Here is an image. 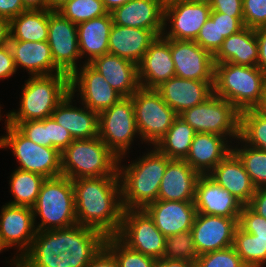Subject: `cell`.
Returning <instances> with one entry per match:
<instances>
[{
    "label": "cell",
    "instance_id": "obj_16",
    "mask_svg": "<svg viewBox=\"0 0 266 267\" xmlns=\"http://www.w3.org/2000/svg\"><path fill=\"white\" fill-rule=\"evenodd\" d=\"M76 91H79L77 95L80 94L82 105L98 114L123 98L101 74L84 62L70 76V92L75 94Z\"/></svg>",
    "mask_w": 266,
    "mask_h": 267
},
{
    "label": "cell",
    "instance_id": "obj_43",
    "mask_svg": "<svg viewBox=\"0 0 266 267\" xmlns=\"http://www.w3.org/2000/svg\"><path fill=\"white\" fill-rule=\"evenodd\" d=\"M194 41L212 55L218 51L224 41L219 39L218 12L211 10L209 19L201 27Z\"/></svg>",
    "mask_w": 266,
    "mask_h": 267
},
{
    "label": "cell",
    "instance_id": "obj_47",
    "mask_svg": "<svg viewBox=\"0 0 266 267\" xmlns=\"http://www.w3.org/2000/svg\"><path fill=\"white\" fill-rule=\"evenodd\" d=\"M16 128L29 140L40 146L48 147V134L45 119L23 121Z\"/></svg>",
    "mask_w": 266,
    "mask_h": 267
},
{
    "label": "cell",
    "instance_id": "obj_9",
    "mask_svg": "<svg viewBox=\"0 0 266 267\" xmlns=\"http://www.w3.org/2000/svg\"><path fill=\"white\" fill-rule=\"evenodd\" d=\"M6 134L0 136V149H10L20 166L17 169L54 178L62 175L61 152L54 147L35 144L15 126L6 123Z\"/></svg>",
    "mask_w": 266,
    "mask_h": 267
},
{
    "label": "cell",
    "instance_id": "obj_44",
    "mask_svg": "<svg viewBox=\"0 0 266 267\" xmlns=\"http://www.w3.org/2000/svg\"><path fill=\"white\" fill-rule=\"evenodd\" d=\"M238 227L244 232L256 235L258 239L266 240V219L244 205L238 219Z\"/></svg>",
    "mask_w": 266,
    "mask_h": 267
},
{
    "label": "cell",
    "instance_id": "obj_62",
    "mask_svg": "<svg viewBox=\"0 0 266 267\" xmlns=\"http://www.w3.org/2000/svg\"><path fill=\"white\" fill-rule=\"evenodd\" d=\"M47 10L57 11L62 5L69 0H46Z\"/></svg>",
    "mask_w": 266,
    "mask_h": 267
},
{
    "label": "cell",
    "instance_id": "obj_29",
    "mask_svg": "<svg viewBox=\"0 0 266 267\" xmlns=\"http://www.w3.org/2000/svg\"><path fill=\"white\" fill-rule=\"evenodd\" d=\"M75 95L69 94L57 105L51 117L60 126L65 128L75 139H90L98 137V113L85 105L76 107L72 105Z\"/></svg>",
    "mask_w": 266,
    "mask_h": 267
},
{
    "label": "cell",
    "instance_id": "obj_61",
    "mask_svg": "<svg viewBox=\"0 0 266 267\" xmlns=\"http://www.w3.org/2000/svg\"><path fill=\"white\" fill-rule=\"evenodd\" d=\"M131 0H102L105 9L112 12L115 8L124 5Z\"/></svg>",
    "mask_w": 266,
    "mask_h": 267
},
{
    "label": "cell",
    "instance_id": "obj_4",
    "mask_svg": "<svg viewBox=\"0 0 266 267\" xmlns=\"http://www.w3.org/2000/svg\"><path fill=\"white\" fill-rule=\"evenodd\" d=\"M266 75L257 66L214 64L213 93L232 103L240 112L260 101Z\"/></svg>",
    "mask_w": 266,
    "mask_h": 267
},
{
    "label": "cell",
    "instance_id": "obj_22",
    "mask_svg": "<svg viewBox=\"0 0 266 267\" xmlns=\"http://www.w3.org/2000/svg\"><path fill=\"white\" fill-rule=\"evenodd\" d=\"M144 210L165 237L191 230L197 214L194 201L157 200Z\"/></svg>",
    "mask_w": 266,
    "mask_h": 267
},
{
    "label": "cell",
    "instance_id": "obj_41",
    "mask_svg": "<svg viewBox=\"0 0 266 267\" xmlns=\"http://www.w3.org/2000/svg\"><path fill=\"white\" fill-rule=\"evenodd\" d=\"M198 257L191 230L166 237L163 258L196 263Z\"/></svg>",
    "mask_w": 266,
    "mask_h": 267
},
{
    "label": "cell",
    "instance_id": "obj_10",
    "mask_svg": "<svg viewBox=\"0 0 266 267\" xmlns=\"http://www.w3.org/2000/svg\"><path fill=\"white\" fill-rule=\"evenodd\" d=\"M140 139L156 145L178 117L156 89L139 88L132 96Z\"/></svg>",
    "mask_w": 266,
    "mask_h": 267
},
{
    "label": "cell",
    "instance_id": "obj_49",
    "mask_svg": "<svg viewBox=\"0 0 266 267\" xmlns=\"http://www.w3.org/2000/svg\"><path fill=\"white\" fill-rule=\"evenodd\" d=\"M21 267H63V258L53 256H22L17 261Z\"/></svg>",
    "mask_w": 266,
    "mask_h": 267
},
{
    "label": "cell",
    "instance_id": "obj_66",
    "mask_svg": "<svg viewBox=\"0 0 266 267\" xmlns=\"http://www.w3.org/2000/svg\"><path fill=\"white\" fill-rule=\"evenodd\" d=\"M4 249H3V247L1 246V244H0V253H1V251H3Z\"/></svg>",
    "mask_w": 266,
    "mask_h": 267
},
{
    "label": "cell",
    "instance_id": "obj_5",
    "mask_svg": "<svg viewBox=\"0 0 266 267\" xmlns=\"http://www.w3.org/2000/svg\"><path fill=\"white\" fill-rule=\"evenodd\" d=\"M119 158L100 137L75 139L61 152L62 175L79 178L119 176Z\"/></svg>",
    "mask_w": 266,
    "mask_h": 267
},
{
    "label": "cell",
    "instance_id": "obj_46",
    "mask_svg": "<svg viewBox=\"0 0 266 267\" xmlns=\"http://www.w3.org/2000/svg\"><path fill=\"white\" fill-rule=\"evenodd\" d=\"M45 128L48 134V147L57 148L62 152L74 140L71 134L52 117L45 118Z\"/></svg>",
    "mask_w": 266,
    "mask_h": 267
},
{
    "label": "cell",
    "instance_id": "obj_31",
    "mask_svg": "<svg viewBox=\"0 0 266 267\" xmlns=\"http://www.w3.org/2000/svg\"><path fill=\"white\" fill-rule=\"evenodd\" d=\"M258 42L255 29L244 27L238 33L225 38L213 55L214 64L233 63L243 66H257Z\"/></svg>",
    "mask_w": 266,
    "mask_h": 267
},
{
    "label": "cell",
    "instance_id": "obj_39",
    "mask_svg": "<svg viewBox=\"0 0 266 267\" xmlns=\"http://www.w3.org/2000/svg\"><path fill=\"white\" fill-rule=\"evenodd\" d=\"M104 247L116 258L119 267H152L155 258L125 245L116 235L107 236Z\"/></svg>",
    "mask_w": 266,
    "mask_h": 267
},
{
    "label": "cell",
    "instance_id": "obj_64",
    "mask_svg": "<svg viewBox=\"0 0 266 267\" xmlns=\"http://www.w3.org/2000/svg\"><path fill=\"white\" fill-rule=\"evenodd\" d=\"M172 1H175V0H163V3H164V4H167V3H170V2H172Z\"/></svg>",
    "mask_w": 266,
    "mask_h": 267
},
{
    "label": "cell",
    "instance_id": "obj_24",
    "mask_svg": "<svg viewBox=\"0 0 266 267\" xmlns=\"http://www.w3.org/2000/svg\"><path fill=\"white\" fill-rule=\"evenodd\" d=\"M122 97H131L141 86L135 63L110 53L88 63Z\"/></svg>",
    "mask_w": 266,
    "mask_h": 267
},
{
    "label": "cell",
    "instance_id": "obj_17",
    "mask_svg": "<svg viewBox=\"0 0 266 267\" xmlns=\"http://www.w3.org/2000/svg\"><path fill=\"white\" fill-rule=\"evenodd\" d=\"M238 219L197 213L191 233L198 254L232 246Z\"/></svg>",
    "mask_w": 266,
    "mask_h": 267
},
{
    "label": "cell",
    "instance_id": "obj_40",
    "mask_svg": "<svg viewBox=\"0 0 266 267\" xmlns=\"http://www.w3.org/2000/svg\"><path fill=\"white\" fill-rule=\"evenodd\" d=\"M57 11L75 24L98 18L108 13L102 0H69Z\"/></svg>",
    "mask_w": 266,
    "mask_h": 267
},
{
    "label": "cell",
    "instance_id": "obj_14",
    "mask_svg": "<svg viewBox=\"0 0 266 267\" xmlns=\"http://www.w3.org/2000/svg\"><path fill=\"white\" fill-rule=\"evenodd\" d=\"M33 210L26 206L3 205L0 214V244L3 249L18 247L20 254L10 261L12 266L30 249L36 236Z\"/></svg>",
    "mask_w": 266,
    "mask_h": 267
},
{
    "label": "cell",
    "instance_id": "obj_53",
    "mask_svg": "<svg viewBox=\"0 0 266 267\" xmlns=\"http://www.w3.org/2000/svg\"><path fill=\"white\" fill-rule=\"evenodd\" d=\"M26 10L22 0H0V17L9 21Z\"/></svg>",
    "mask_w": 266,
    "mask_h": 267
},
{
    "label": "cell",
    "instance_id": "obj_7",
    "mask_svg": "<svg viewBox=\"0 0 266 267\" xmlns=\"http://www.w3.org/2000/svg\"><path fill=\"white\" fill-rule=\"evenodd\" d=\"M105 236L80 224L67 228L37 231L30 249L23 256H58L63 252L99 251Z\"/></svg>",
    "mask_w": 266,
    "mask_h": 267
},
{
    "label": "cell",
    "instance_id": "obj_6",
    "mask_svg": "<svg viewBox=\"0 0 266 267\" xmlns=\"http://www.w3.org/2000/svg\"><path fill=\"white\" fill-rule=\"evenodd\" d=\"M37 231L67 228L77 224L75 195L72 180L66 176L46 178L40 188L35 205L32 207Z\"/></svg>",
    "mask_w": 266,
    "mask_h": 267
},
{
    "label": "cell",
    "instance_id": "obj_21",
    "mask_svg": "<svg viewBox=\"0 0 266 267\" xmlns=\"http://www.w3.org/2000/svg\"><path fill=\"white\" fill-rule=\"evenodd\" d=\"M163 0H131L111 13L113 24L152 30L158 37L164 30Z\"/></svg>",
    "mask_w": 266,
    "mask_h": 267
},
{
    "label": "cell",
    "instance_id": "obj_42",
    "mask_svg": "<svg viewBox=\"0 0 266 267\" xmlns=\"http://www.w3.org/2000/svg\"><path fill=\"white\" fill-rule=\"evenodd\" d=\"M196 267H247L234 246L199 255Z\"/></svg>",
    "mask_w": 266,
    "mask_h": 267
},
{
    "label": "cell",
    "instance_id": "obj_2",
    "mask_svg": "<svg viewBox=\"0 0 266 267\" xmlns=\"http://www.w3.org/2000/svg\"><path fill=\"white\" fill-rule=\"evenodd\" d=\"M153 148L128 166H121L122 159H119L118 174L124 209H144L158 199L161 180L172 159Z\"/></svg>",
    "mask_w": 266,
    "mask_h": 267
},
{
    "label": "cell",
    "instance_id": "obj_15",
    "mask_svg": "<svg viewBox=\"0 0 266 267\" xmlns=\"http://www.w3.org/2000/svg\"><path fill=\"white\" fill-rule=\"evenodd\" d=\"M211 10L210 5L184 0L165 4L162 36L166 39L194 41L201 27L209 19ZM168 24L170 30L167 32Z\"/></svg>",
    "mask_w": 266,
    "mask_h": 267
},
{
    "label": "cell",
    "instance_id": "obj_57",
    "mask_svg": "<svg viewBox=\"0 0 266 267\" xmlns=\"http://www.w3.org/2000/svg\"><path fill=\"white\" fill-rule=\"evenodd\" d=\"M152 267H196L193 262L169 260L166 258L155 259Z\"/></svg>",
    "mask_w": 266,
    "mask_h": 267
},
{
    "label": "cell",
    "instance_id": "obj_60",
    "mask_svg": "<svg viewBox=\"0 0 266 267\" xmlns=\"http://www.w3.org/2000/svg\"><path fill=\"white\" fill-rule=\"evenodd\" d=\"M259 115L266 118V83L259 103L253 108Z\"/></svg>",
    "mask_w": 266,
    "mask_h": 267
},
{
    "label": "cell",
    "instance_id": "obj_32",
    "mask_svg": "<svg viewBox=\"0 0 266 267\" xmlns=\"http://www.w3.org/2000/svg\"><path fill=\"white\" fill-rule=\"evenodd\" d=\"M113 26L110 12L106 15L77 24V36L81 59L90 63L94 58L108 53L109 35Z\"/></svg>",
    "mask_w": 266,
    "mask_h": 267
},
{
    "label": "cell",
    "instance_id": "obj_37",
    "mask_svg": "<svg viewBox=\"0 0 266 267\" xmlns=\"http://www.w3.org/2000/svg\"><path fill=\"white\" fill-rule=\"evenodd\" d=\"M237 140L241 146H232V151L242 162L255 187L266 188V152L246 145L240 138Z\"/></svg>",
    "mask_w": 266,
    "mask_h": 267
},
{
    "label": "cell",
    "instance_id": "obj_56",
    "mask_svg": "<svg viewBox=\"0 0 266 267\" xmlns=\"http://www.w3.org/2000/svg\"><path fill=\"white\" fill-rule=\"evenodd\" d=\"M248 206L266 219V188H257Z\"/></svg>",
    "mask_w": 266,
    "mask_h": 267
},
{
    "label": "cell",
    "instance_id": "obj_35",
    "mask_svg": "<svg viewBox=\"0 0 266 267\" xmlns=\"http://www.w3.org/2000/svg\"><path fill=\"white\" fill-rule=\"evenodd\" d=\"M44 178L42 175L15 169L11 173L9 186L14 200L7 204L32 208L37 200Z\"/></svg>",
    "mask_w": 266,
    "mask_h": 267
},
{
    "label": "cell",
    "instance_id": "obj_27",
    "mask_svg": "<svg viewBox=\"0 0 266 267\" xmlns=\"http://www.w3.org/2000/svg\"><path fill=\"white\" fill-rule=\"evenodd\" d=\"M199 176L185 160L172 159L165 169L157 200L194 201Z\"/></svg>",
    "mask_w": 266,
    "mask_h": 267
},
{
    "label": "cell",
    "instance_id": "obj_48",
    "mask_svg": "<svg viewBox=\"0 0 266 267\" xmlns=\"http://www.w3.org/2000/svg\"><path fill=\"white\" fill-rule=\"evenodd\" d=\"M243 28V17H232L218 12L219 39H225L236 34Z\"/></svg>",
    "mask_w": 266,
    "mask_h": 267
},
{
    "label": "cell",
    "instance_id": "obj_19",
    "mask_svg": "<svg viewBox=\"0 0 266 267\" xmlns=\"http://www.w3.org/2000/svg\"><path fill=\"white\" fill-rule=\"evenodd\" d=\"M138 67L141 88L156 89L175 75L170 39L159 36L143 55Z\"/></svg>",
    "mask_w": 266,
    "mask_h": 267
},
{
    "label": "cell",
    "instance_id": "obj_33",
    "mask_svg": "<svg viewBox=\"0 0 266 267\" xmlns=\"http://www.w3.org/2000/svg\"><path fill=\"white\" fill-rule=\"evenodd\" d=\"M48 10H26L10 21V39L47 41Z\"/></svg>",
    "mask_w": 266,
    "mask_h": 267
},
{
    "label": "cell",
    "instance_id": "obj_52",
    "mask_svg": "<svg viewBox=\"0 0 266 267\" xmlns=\"http://www.w3.org/2000/svg\"><path fill=\"white\" fill-rule=\"evenodd\" d=\"M17 71L9 44L0 47V79L9 78Z\"/></svg>",
    "mask_w": 266,
    "mask_h": 267
},
{
    "label": "cell",
    "instance_id": "obj_1",
    "mask_svg": "<svg viewBox=\"0 0 266 267\" xmlns=\"http://www.w3.org/2000/svg\"><path fill=\"white\" fill-rule=\"evenodd\" d=\"M77 224L98 230L105 237L118 234L123 218L119 176L72 180Z\"/></svg>",
    "mask_w": 266,
    "mask_h": 267
},
{
    "label": "cell",
    "instance_id": "obj_54",
    "mask_svg": "<svg viewBox=\"0 0 266 267\" xmlns=\"http://www.w3.org/2000/svg\"><path fill=\"white\" fill-rule=\"evenodd\" d=\"M86 267H119L116 258L103 246Z\"/></svg>",
    "mask_w": 266,
    "mask_h": 267
},
{
    "label": "cell",
    "instance_id": "obj_58",
    "mask_svg": "<svg viewBox=\"0 0 266 267\" xmlns=\"http://www.w3.org/2000/svg\"><path fill=\"white\" fill-rule=\"evenodd\" d=\"M10 39V21L0 17V47L9 43Z\"/></svg>",
    "mask_w": 266,
    "mask_h": 267
},
{
    "label": "cell",
    "instance_id": "obj_55",
    "mask_svg": "<svg viewBox=\"0 0 266 267\" xmlns=\"http://www.w3.org/2000/svg\"><path fill=\"white\" fill-rule=\"evenodd\" d=\"M258 42V64L257 67L266 75V26L255 29Z\"/></svg>",
    "mask_w": 266,
    "mask_h": 267
},
{
    "label": "cell",
    "instance_id": "obj_25",
    "mask_svg": "<svg viewBox=\"0 0 266 267\" xmlns=\"http://www.w3.org/2000/svg\"><path fill=\"white\" fill-rule=\"evenodd\" d=\"M222 188L228 190L243 205H248L256 187L237 155L231 151L208 174Z\"/></svg>",
    "mask_w": 266,
    "mask_h": 267
},
{
    "label": "cell",
    "instance_id": "obj_50",
    "mask_svg": "<svg viewBox=\"0 0 266 267\" xmlns=\"http://www.w3.org/2000/svg\"><path fill=\"white\" fill-rule=\"evenodd\" d=\"M98 251L63 252L58 257L63 258V267H86Z\"/></svg>",
    "mask_w": 266,
    "mask_h": 267
},
{
    "label": "cell",
    "instance_id": "obj_20",
    "mask_svg": "<svg viewBox=\"0 0 266 267\" xmlns=\"http://www.w3.org/2000/svg\"><path fill=\"white\" fill-rule=\"evenodd\" d=\"M194 205L197 213L239 218L243 204L208 175H200L196 182Z\"/></svg>",
    "mask_w": 266,
    "mask_h": 267
},
{
    "label": "cell",
    "instance_id": "obj_11",
    "mask_svg": "<svg viewBox=\"0 0 266 267\" xmlns=\"http://www.w3.org/2000/svg\"><path fill=\"white\" fill-rule=\"evenodd\" d=\"M98 123V136L119 159L127 154L136 135L140 138L131 97H123L100 112Z\"/></svg>",
    "mask_w": 266,
    "mask_h": 267
},
{
    "label": "cell",
    "instance_id": "obj_18",
    "mask_svg": "<svg viewBox=\"0 0 266 267\" xmlns=\"http://www.w3.org/2000/svg\"><path fill=\"white\" fill-rule=\"evenodd\" d=\"M175 75L198 81H214L213 55L195 41L170 39Z\"/></svg>",
    "mask_w": 266,
    "mask_h": 267
},
{
    "label": "cell",
    "instance_id": "obj_13",
    "mask_svg": "<svg viewBox=\"0 0 266 267\" xmlns=\"http://www.w3.org/2000/svg\"><path fill=\"white\" fill-rule=\"evenodd\" d=\"M54 64L71 76L81 60L77 36V24L72 23L60 12L48 10V39Z\"/></svg>",
    "mask_w": 266,
    "mask_h": 267
},
{
    "label": "cell",
    "instance_id": "obj_12",
    "mask_svg": "<svg viewBox=\"0 0 266 267\" xmlns=\"http://www.w3.org/2000/svg\"><path fill=\"white\" fill-rule=\"evenodd\" d=\"M129 248L155 259H162L166 237L144 209H124L116 235Z\"/></svg>",
    "mask_w": 266,
    "mask_h": 267
},
{
    "label": "cell",
    "instance_id": "obj_34",
    "mask_svg": "<svg viewBox=\"0 0 266 267\" xmlns=\"http://www.w3.org/2000/svg\"><path fill=\"white\" fill-rule=\"evenodd\" d=\"M195 134V130L178 116L154 147L170 159L184 160L190 151Z\"/></svg>",
    "mask_w": 266,
    "mask_h": 267
},
{
    "label": "cell",
    "instance_id": "obj_65",
    "mask_svg": "<svg viewBox=\"0 0 266 267\" xmlns=\"http://www.w3.org/2000/svg\"><path fill=\"white\" fill-rule=\"evenodd\" d=\"M13 267H21V266L16 262Z\"/></svg>",
    "mask_w": 266,
    "mask_h": 267
},
{
    "label": "cell",
    "instance_id": "obj_3",
    "mask_svg": "<svg viewBox=\"0 0 266 267\" xmlns=\"http://www.w3.org/2000/svg\"><path fill=\"white\" fill-rule=\"evenodd\" d=\"M25 81L22 87L19 111H10L5 123L17 126L23 121L43 120L51 117L57 105L70 92V76L57 73L49 76H35Z\"/></svg>",
    "mask_w": 266,
    "mask_h": 267
},
{
    "label": "cell",
    "instance_id": "obj_30",
    "mask_svg": "<svg viewBox=\"0 0 266 267\" xmlns=\"http://www.w3.org/2000/svg\"><path fill=\"white\" fill-rule=\"evenodd\" d=\"M157 37L152 30L113 24L109 35L108 53L138 65Z\"/></svg>",
    "mask_w": 266,
    "mask_h": 267
},
{
    "label": "cell",
    "instance_id": "obj_23",
    "mask_svg": "<svg viewBox=\"0 0 266 267\" xmlns=\"http://www.w3.org/2000/svg\"><path fill=\"white\" fill-rule=\"evenodd\" d=\"M214 81H198L177 76L163 82L156 90L178 115L197 106L213 94Z\"/></svg>",
    "mask_w": 266,
    "mask_h": 267
},
{
    "label": "cell",
    "instance_id": "obj_45",
    "mask_svg": "<svg viewBox=\"0 0 266 267\" xmlns=\"http://www.w3.org/2000/svg\"><path fill=\"white\" fill-rule=\"evenodd\" d=\"M242 6L244 27L266 26V0H242Z\"/></svg>",
    "mask_w": 266,
    "mask_h": 267
},
{
    "label": "cell",
    "instance_id": "obj_51",
    "mask_svg": "<svg viewBox=\"0 0 266 267\" xmlns=\"http://www.w3.org/2000/svg\"><path fill=\"white\" fill-rule=\"evenodd\" d=\"M210 6L212 11L232 17H243L242 0H212Z\"/></svg>",
    "mask_w": 266,
    "mask_h": 267
},
{
    "label": "cell",
    "instance_id": "obj_8",
    "mask_svg": "<svg viewBox=\"0 0 266 267\" xmlns=\"http://www.w3.org/2000/svg\"><path fill=\"white\" fill-rule=\"evenodd\" d=\"M196 133H213L237 139L240 136V111L227 100L214 93L204 102L178 115Z\"/></svg>",
    "mask_w": 266,
    "mask_h": 267
},
{
    "label": "cell",
    "instance_id": "obj_38",
    "mask_svg": "<svg viewBox=\"0 0 266 267\" xmlns=\"http://www.w3.org/2000/svg\"><path fill=\"white\" fill-rule=\"evenodd\" d=\"M246 144L266 152V118L254 109L240 112V136Z\"/></svg>",
    "mask_w": 266,
    "mask_h": 267
},
{
    "label": "cell",
    "instance_id": "obj_28",
    "mask_svg": "<svg viewBox=\"0 0 266 267\" xmlns=\"http://www.w3.org/2000/svg\"><path fill=\"white\" fill-rule=\"evenodd\" d=\"M16 69H26L31 77L63 73L53 61L47 41L9 40Z\"/></svg>",
    "mask_w": 266,
    "mask_h": 267
},
{
    "label": "cell",
    "instance_id": "obj_63",
    "mask_svg": "<svg viewBox=\"0 0 266 267\" xmlns=\"http://www.w3.org/2000/svg\"><path fill=\"white\" fill-rule=\"evenodd\" d=\"M189 3H200V4H207L210 5L212 3V0H184Z\"/></svg>",
    "mask_w": 266,
    "mask_h": 267
},
{
    "label": "cell",
    "instance_id": "obj_59",
    "mask_svg": "<svg viewBox=\"0 0 266 267\" xmlns=\"http://www.w3.org/2000/svg\"><path fill=\"white\" fill-rule=\"evenodd\" d=\"M22 3L27 10H46L47 9L46 0H22Z\"/></svg>",
    "mask_w": 266,
    "mask_h": 267
},
{
    "label": "cell",
    "instance_id": "obj_36",
    "mask_svg": "<svg viewBox=\"0 0 266 267\" xmlns=\"http://www.w3.org/2000/svg\"><path fill=\"white\" fill-rule=\"evenodd\" d=\"M233 246L247 267H265L263 265H266V240L258 239L256 235L237 227Z\"/></svg>",
    "mask_w": 266,
    "mask_h": 267
},
{
    "label": "cell",
    "instance_id": "obj_26",
    "mask_svg": "<svg viewBox=\"0 0 266 267\" xmlns=\"http://www.w3.org/2000/svg\"><path fill=\"white\" fill-rule=\"evenodd\" d=\"M226 139L218 134L196 133L184 160L200 175H207L232 151V141Z\"/></svg>",
    "mask_w": 266,
    "mask_h": 267
}]
</instances>
